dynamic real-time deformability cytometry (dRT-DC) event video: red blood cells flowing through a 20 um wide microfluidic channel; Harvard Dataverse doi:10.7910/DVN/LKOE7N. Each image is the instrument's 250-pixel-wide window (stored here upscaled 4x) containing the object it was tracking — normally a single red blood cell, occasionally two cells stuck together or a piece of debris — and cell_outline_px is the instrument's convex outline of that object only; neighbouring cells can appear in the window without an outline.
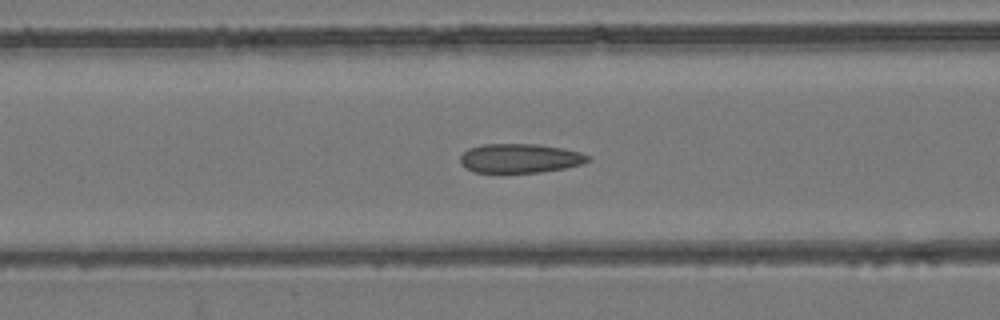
{"species": "common noctule bat (a hibernating species)", "species_latin": "Nyctalus noctula", "temperature_condition": "room temperature", "stored_images_in_passage": 54, "camera_frame_rate_fps": 3000, "um_per_image_px": 0.085, "animal": {"sex": "female", "body_mass_g": 24.6, "forearm_length_mm": 56.2}, "frame": {"image": 1, "passage_image": 21, "time_ms": 6.667, "image_size_px": [1000, 320], "cell_outline_px": [[592, 160], [584, 164], [564, 168], [540, 172], [476, 172], [464, 168], [460, 164], [460, 156], [468, 148], [484, 144], [536, 144], [564, 148], [580, 152], [592, 156]], "centroid_in_image_um": [44.23, 13.45], "position_along_channel_um": 122.4, "area_um2": 21.91}}
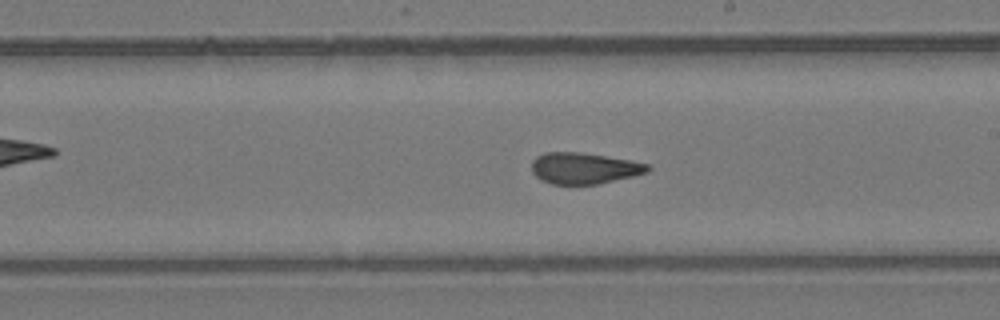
{"frame": {"image": 2, "passage_image": 30, "time_ms": 9.667, "image_size_px": [1000, 320], "cell_outline_px": [[652, 168], [648, 172], [632, 176], [596, 184], [552, 184], [540, 180], [532, 172], [532, 160], [536, 156], [544, 152], [580, 152], [632, 160], [648, 164]], "centroid_in_image_um": [49.63, 14.29], "position_along_channel_um": 239.4, "area_um2": 21.15}}
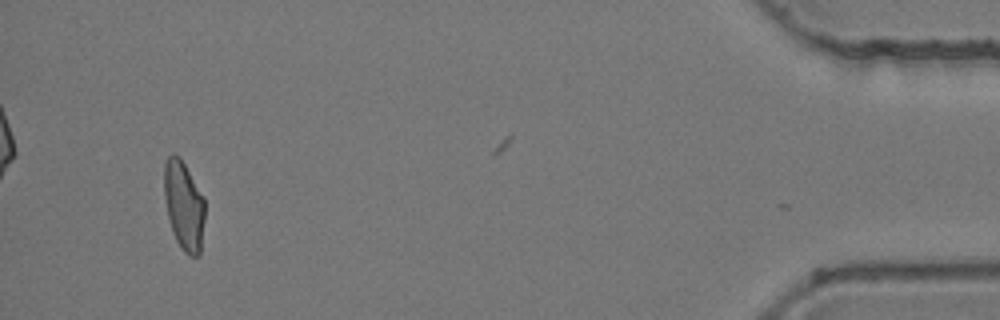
{"frame": {"image": 3, "passage_image": 50, "time_ms": 16.333, "image_size_px": [1000, 320], "cell_outline_px": [[204, 220], [200, 256], [188, 256], [184, 252], [176, 240], [172, 232], [168, 216], [164, 196], [164, 164], [168, 156], [172, 152], [180, 156], [204, 196]], "centroid_in_image_um": [15.63, 17.45], "position_along_channel_um": 419.6, "area_um2": 21.39}, "authors_computed_cell_mechanics": {"area_um2": 21.8773, "velocity_mm_per_s": 3.8964, "shape_relaxation_time_tau1_ms": null, "shape_relaxation_time_tau2_ms": 1.4923, "deformation_change_tau1": null, "deformation_change_tau2": 0.0746}}